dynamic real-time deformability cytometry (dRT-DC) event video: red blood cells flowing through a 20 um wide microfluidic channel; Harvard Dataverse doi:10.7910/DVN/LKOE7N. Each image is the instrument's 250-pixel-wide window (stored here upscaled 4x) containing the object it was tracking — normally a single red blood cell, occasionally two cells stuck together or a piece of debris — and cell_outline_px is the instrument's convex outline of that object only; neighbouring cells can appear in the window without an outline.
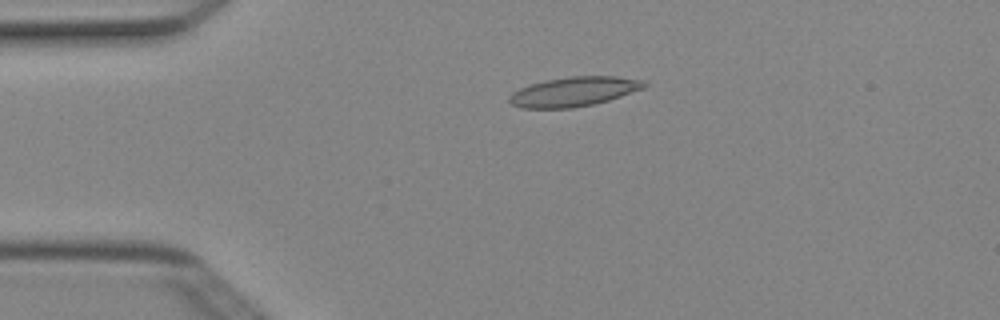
{"species": "Egyptian fruit bat (a non-hibernating species)", "species_latin": "Rousettus aegyptiacus", "temperature_condition": "cold", "stored_images_in_passage": 6, "camera_frame_rate_fps": 3000, "um_per_image_px": 0.085, "animal": {"sex": "female"}, "frame": {"image": 1, "passage_image": 6, "time_ms": 1.667, "image_size_px": [1000, 320], "cell_outline_px": [[648, 84], [644, 88], [608, 100], [592, 104], [572, 108], [520, 108], [512, 104], [508, 100], [508, 96], [512, 92], [520, 88], [544, 80], [572, 76], [616, 76], [644, 80]], "centroid_in_image_um": [48.77, 7.78], "position_along_channel_um": 36.2, "area_um2": 23.12}}